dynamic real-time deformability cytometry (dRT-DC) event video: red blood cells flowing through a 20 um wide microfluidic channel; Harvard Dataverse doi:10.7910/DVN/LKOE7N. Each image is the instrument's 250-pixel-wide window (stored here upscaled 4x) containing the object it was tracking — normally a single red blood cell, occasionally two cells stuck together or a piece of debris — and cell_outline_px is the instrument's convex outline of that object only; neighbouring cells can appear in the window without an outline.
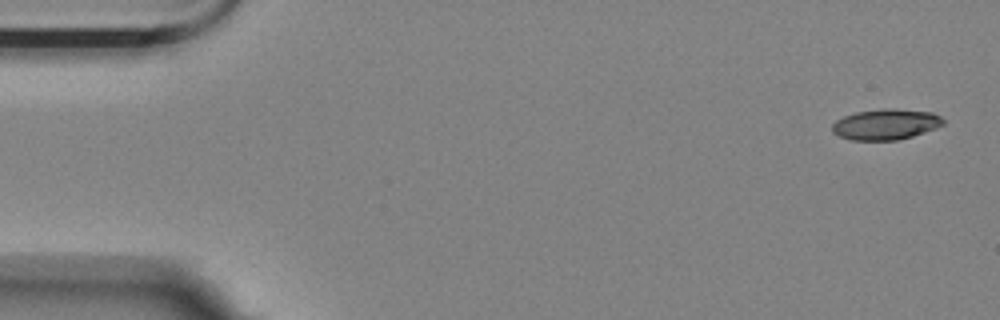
{"species": "Egyptian fruit bat (a non-hibernating species)", "species_latin": "Rousettus aegyptiacus", "temperature_condition": "room temperature", "stored_images_in_passage": 6, "segment_of_instrument_passage": [1, 2], "camera_frame_rate_fps": 3000, "um_per_image_px": 0.085, "animal": {"sex": "female"}, "frame": {"image": 1, "passage_image": 1, "time_ms": 0.0, "image_size_px": [1000, 320], "cell_outline_px": [[944, 124], [936, 128], [912, 136], [896, 140], [852, 140], [840, 136], [832, 132], [832, 124], [836, 120], [844, 116], [856, 112], [884, 108], [892, 108], [932, 112], [940, 116], [944, 120]], "centroid_in_image_um": [75.29, 10.56], "position_along_channel_um": 9.7, "area_um2": 19.83}}
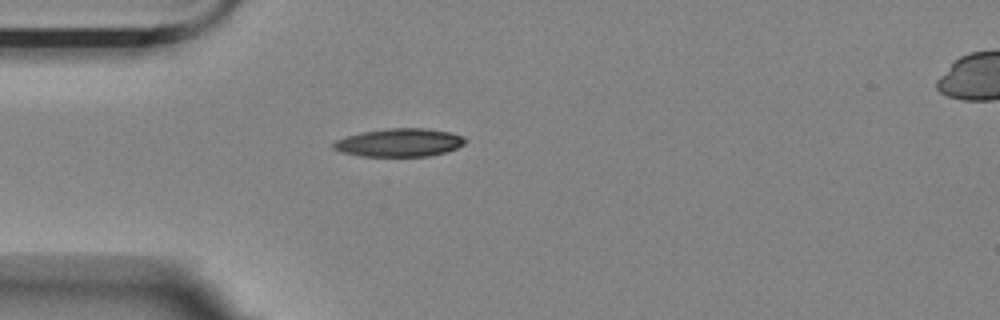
{"frame": {"image": 2, "passage_image": 5, "time_ms": 1.333, "image_size_px": [1000, 320], "cell_outline_px": [[468, 140], [464, 144], [456, 148], [444, 152], [428, 156], [360, 156], [340, 152], [332, 148], [332, 144], [336, 140], [360, 132], [388, 128], [428, 128], [448, 132], [464, 136]], "centroid_in_image_um": [33.94, 12.11], "position_along_channel_um": 51.1, "area_um2": 21.68}}